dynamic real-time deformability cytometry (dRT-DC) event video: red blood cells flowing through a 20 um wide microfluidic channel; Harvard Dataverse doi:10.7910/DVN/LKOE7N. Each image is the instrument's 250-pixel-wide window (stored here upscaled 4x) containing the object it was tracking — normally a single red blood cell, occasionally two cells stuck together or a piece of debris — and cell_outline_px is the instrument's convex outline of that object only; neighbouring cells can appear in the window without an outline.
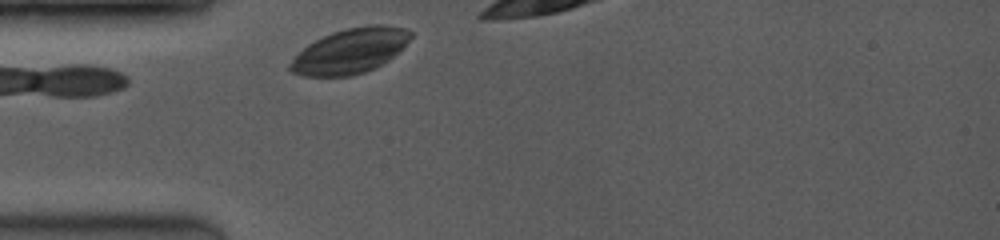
{"species": "common noctule bat (a hibernating species)", "species_latin": "Nyctalus noctula", "temperature_condition": "room temperature", "stored_images_in_passage": 1, "camera_frame_rate_fps": 3500, "um_per_image_px": 0.085, "animal": {"sex": "female", "body_mass_g": 19.0, "forearm_length_mm": 53.3}, "frame": {"image": 1, "passage_image": 1, "time_ms": 0.0, "image_size_px": [1000, 240], "cell_outline_px": [[412, 36], [388, 60], [376, 68], [352, 76], [304, 76], [292, 72], [288, 68], [288, 64], [308, 44], [332, 32], [348, 28], [376, 24], [384, 24], [408, 28], [412, 32]], "centroid_in_image_um": [29.77, 4.33], "position_along_channel_um": 55.2, "area_um2": 31.27}}